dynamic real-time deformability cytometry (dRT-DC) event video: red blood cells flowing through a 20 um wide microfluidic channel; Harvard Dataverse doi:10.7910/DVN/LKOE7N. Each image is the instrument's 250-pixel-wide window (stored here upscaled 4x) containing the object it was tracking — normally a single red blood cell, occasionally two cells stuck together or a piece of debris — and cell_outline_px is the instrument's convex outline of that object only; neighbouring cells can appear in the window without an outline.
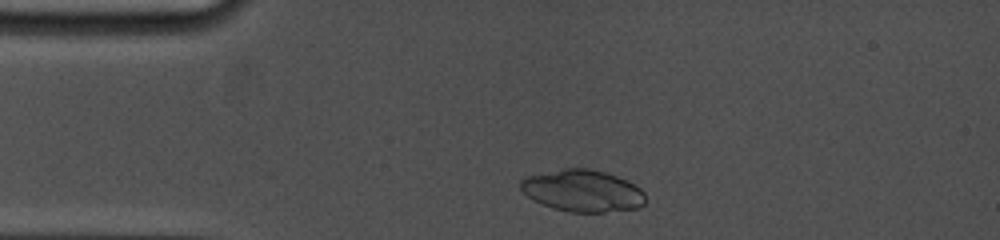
{"species": "common noctule bat (a hibernating species)", "species_latin": "Nyctalus noctula", "temperature_condition": "cold", "stored_images_in_passage": 5, "camera_frame_rate_fps": 5000, "um_per_image_px": 0.085, "animal": {"sex": "female", "body_mass_g": 19.0, "forearm_length_mm": 53.3}, "frame": {"image": 1, "passage_image": 2, "time_ms": 0.4, "image_size_px": [1000, 240], "cell_outline_px": [[644, 204], [640, 208], [604, 212], [568, 212], [552, 208], [532, 200], [520, 188], [520, 180], [524, 176], [564, 168], [588, 168], [604, 172], [628, 180], [640, 188], [644, 192]], "centroid_in_image_um": [49.5, 16.22], "position_along_channel_um": 35.5, "area_um2": 30.69}}